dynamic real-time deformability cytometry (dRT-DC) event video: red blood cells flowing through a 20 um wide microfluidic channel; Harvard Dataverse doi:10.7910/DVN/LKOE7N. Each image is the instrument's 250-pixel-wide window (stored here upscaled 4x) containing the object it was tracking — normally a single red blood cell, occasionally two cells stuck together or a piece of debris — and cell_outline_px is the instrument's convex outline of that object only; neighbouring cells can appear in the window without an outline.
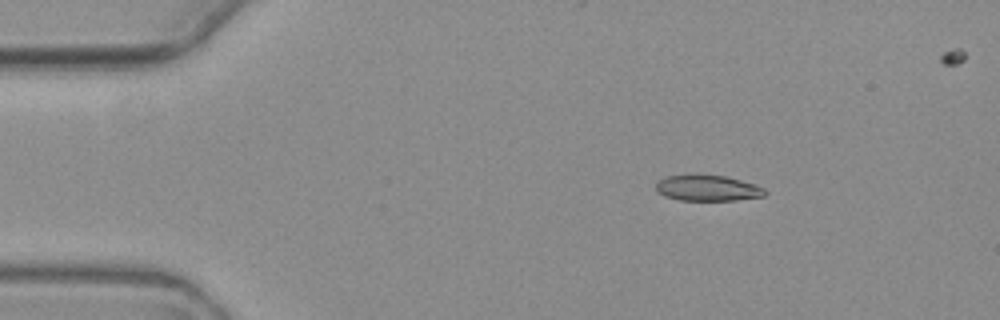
{"species": "common noctule bat (a hibernating species)", "species_latin": "Nyctalus noctula", "temperature_condition": "warm", "stored_images_in_passage": 5, "camera_frame_rate_fps": 3000, "um_per_image_px": 0.085, "animal": {"sex": "female", "body_mass_g": 19.3, "forearm_length_mm": 54.1}, "frame": {"image": 1, "passage_image": 2, "time_ms": 1.333, "image_size_px": [1000, 320], "cell_outline_px": [[768, 192], [764, 196], [736, 200], [680, 200], [664, 196], [656, 192], [656, 184], [660, 180], [668, 176], [724, 176], [756, 184], [764, 188]], "centroid_in_image_um": [60.18, 16.01], "position_along_channel_um": 24.8, "area_um2": 16.07}}